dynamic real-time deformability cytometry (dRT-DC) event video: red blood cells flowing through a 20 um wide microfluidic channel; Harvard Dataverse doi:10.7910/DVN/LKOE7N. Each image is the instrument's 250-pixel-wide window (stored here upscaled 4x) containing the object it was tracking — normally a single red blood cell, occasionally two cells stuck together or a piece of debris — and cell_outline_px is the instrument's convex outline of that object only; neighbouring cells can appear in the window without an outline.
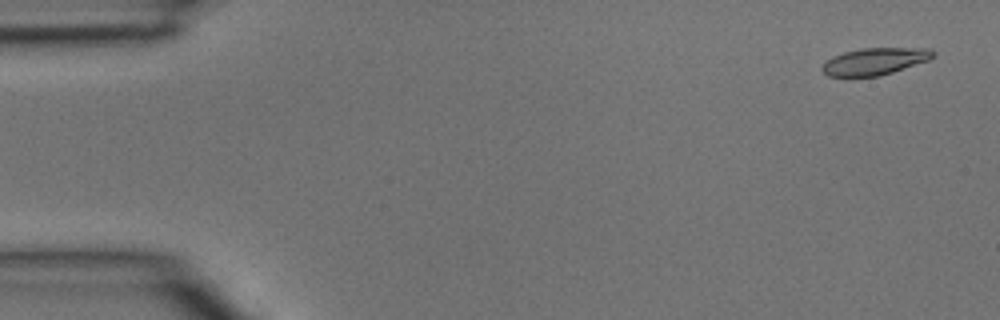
{"species": "common noctule bat (a hibernating species)", "species_latin": "Nyctalus noctula", "temperature_condition": "room temperature", "stored_images_in_passage": 5, "camera_frame_rate_fps": 3000, "um_per_image_px": 0.085, "animal": {"sex": "male", "body_mass_g": 15.6}, "frame": {"image": 1, "passage_image": 1, "time_ms": 0.0, "image_size_px": [1000, 320], "cell_outline_px": [[936, 52], [928, 60], [880, 76], [828, 76], [820, 68], [832, 56], [844, 52], [864, 48], [928, 48]], "centroid_in_image_um": [74.35, 5.21], "position_along_channel_um": 10.7, "area_um2": 17.17}}
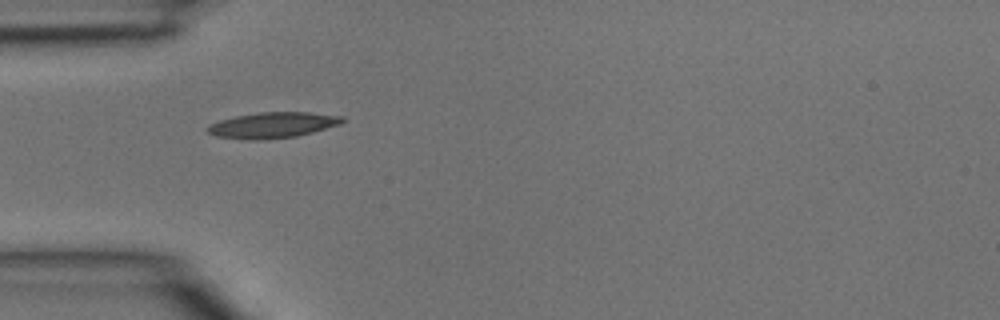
{"frame": {"image": 2, "passage_image": 4, "time_ms": 1.0, "image_size_px": [1000, 320], "cell_outline_px": [[344, 120], [340, 124], [312, 132], [296, 136], [264, 140], [252, 140], [216, 136], [208, 132], [204, 128], [220, 120], [236, 116], [260, 112], [308, 112], [344, 116]], "centroid_in_image_um": [23.18, 10.63], "position_along_channel_um": 61.8, "area_um2": 20.11}}